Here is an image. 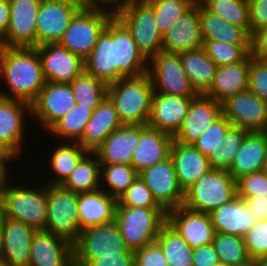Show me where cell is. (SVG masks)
Returning <instances> with one entry per match:
<instances>
[{"label": "cell", "instance_id": "30bf717a", "mask_svg": "<svg viewBox=\"0 0 267 266\" xmlns=\"http://www.w3.org/2000/svg\"><path fill=\"white\" fill-rule=\"evenodd\" d=\"M148 74L154 93L174 96H197L187 78L179 54L159 52L148 61Z\"/></svg>", "mask_w": 267, "mask_h": 266}, {"label": "cell", "instance_id": "52a82bcc", "mask_svg": "<svg viewBox=\"0 0 267 266\" xmlns=\"http://www.w3.org/2000/svg\"><path fill=\"white\" fill-rule=\"evenodd\" d=\"M78 193L61 185H47L45 231L75 243L81 235L78 216Z\"/></svg>", "mask_w": 267, "mask_h": 266}, {"label": "cell", "instance_id": "2a66077c", "mask_svg": "<svg viewBox=\"0 0 267 266\" xmlns=\"http://www.w3.org/2000/svg\"><path fill=\"white\" fill-rule=\"evenodd\" d=\"M6 0H0V8H1V4H3Z\"/></svg>", "mask_w": 267, "mask_h": 266}, {"label": "cell", "instance_id": "6125c7cd", "mask_svg": "<svg viewBox=\"0 0 267 266\" xmlns=\"http://www.w3.org/2000/svg\"><path fill=\"white\" fill-rule=\"evenodd\" d=\"M9 49H10V46L6 42L5 38L3 36H0V77L2 74L5 56Z\"/></svg>", "mask_w": 267, "mask_h": 266}, {"label": "cell", "instance_id": "4316f807", "mask_svg": "<svg viewBox=\"0 0 267 266\" xmlns=\"http://www.w3.org/2000/svg\"><path fill=\"white\" fill-rule=\"evenodd\" d=\"M170 158L183 192L212 169L208 157L201 154L192 144L173 140Z\"/></svg>", "mask_w": 267, "mask_h": 266}, {"label": "cell", "instance_id": "7c38bea8", "mask_svg": "<svg viewBox=\"0 0 267 266\" xmlns=\"http://www.w3.org/2000/svg\"><path fill=\"white\" fill-rule=\"evenodd\" d=\"M222 114L233 127L249 132L267 130V102L249 89L224 100Z\"/></svg>", "mask_w": 267, "mask_h": 266}, {"label": "cell", "instance_id": "c3c4849f", "mask_svg": "<svg viewBox=\"0 0 267 266\" xmlns=\"http://www.w3.org/2000/svg\"><path fill=\"white\" fill-rule=\"evenodd\" d=\"M117 201L116 206L162 208L156 203L151 191L139 176Z\"/></svg>", "mask_w": 267, "mask_h": 266}, {"label": "cell", "instance_id": "60d3db41", "mask_svg": "<svg viewBox=\"0 0 267 266\" xmlns=\"http://www.w3.org/2000/svg\"><path fill=\"white\" fill-rule=\"evenodd\" d=\"M76 103L95 109L107 97V84L83 70L70 83Z\"/></svg>", "mask_w": 267, "mask_h": 266}, {"label": "cell", "instance_id": "8992f818", "mask_svg": "<svg viewBox=\"0 0 267 266\" xmlns=\"http://www.w3.org/2000/svg\"><path fill=\"white\" fill-rule=\"evenodd\" d=\"M114 16L131 33L137 48L149 61L163 49V35L153 10L143 0H132Z\"/></svg>", "mask_w": 267, "mask_h": 266}, {"label": "cell", "instance_id": "e7e4bbea", "mask_svg": "<svg viewBox=\"0 0 267 266\" xmlns=\"http://www.w3.org/2000/svg\"><path fill=\"white\" fill-rule=\"evenodd\" d=\"M9 164L7 163H0V193L1 190L3 188V184L5 182V180L10 177L8 176L9 174V168H8Z\"/></svg>", "mask_w": 267, "mask_h": 266}, {"label": "cell", "instance_id": "603a6c76", "mask_svg": "<svg viewBox=\"0 0 267 266\" xmlns=\"http://www.w3.org/2000/svg\"><path fill=\"white\" fill-rule=\"evenodd\" d=\"M84 70L106 84L117 81L115 64V16L99 35L91 53L84 59Z\"/></svg>", "mask_w": 267, "mask_h": 266}, {"label": "cell", "instance_id": "11e5206c", "mask_svg": "<svg viewBox=\"0 0 267 266\" xmlns=\"http://www.w3.org/2000/svg\"><path fill=\"white\" fill-rule=\"evenodd\" d=\"M1 214H2V209H1V195H0V217H1Z\"/></svg>", "mask_w": 267, "mask_h": 266}, {"label": "cell", "instance_id": "94428289", "mask_svg": "<svg viewBox=\"0 0 267 266\" xmlns=\"http://www.w3.org/2000/svg\"><path fill=\"white\" fill-rule=\"evenodd\" d=\"M10 22V4L9 0H6L1 4L0 8V36H5L8 25Z\"/></svg>", "mask_w": 267, "mask_h": 266}, {"label": "cell", "instance_id": "74e56055", "mask_svg": "<svg viewBox=\"0 0 267 266\" xmlns=\"http://www.w3.org/2000/svg\"><path fill=\"white\" fill-rule=\"evenodd\" d=\"M155 242L160 246L169 266H193V249L167 222Z\"/></svg>", "mask_w": 267, "mask_h": 266}, {"label": "cell", "instance_id": "277c9868", "mask_svg": "<svg viewBox=\"0 0 267 266\" xmlns=\"http://www.w3.org/2000/svg\"><path fill=\"white\" fill-rule=\"evenodd\" d=\"M114 221L127 247L134 252L156 241L167 222V212L163 208L116 206Z\"/></svg>", "mask_w": 267, "mask_h": 266}, {"label": "cell", "instance_id": "f546056e", "mask_svg": "<svg viewBox=\"0 0 267 266\" xmlns=\"http://www.w3.org/2000/svg\"><path fill=\"white\" fill-rule=\"evenodd\" d=\"M250 63L251 53L238 63L218 66L214 81L205 95L222 103L228 97L248 90Z\"/></svg>", "mask_w": 267, "mask_h": 266}, {"label": "cell", "instance_id": "3957f363", "mask_svg": "<svg viewBox=\"0 0 267 266\" xmlns=\"http://www.w3.org/2000/svg\"><path fill=\"white\" fill-rule=\"evenodd\" d=\"M9 177L1 190L2 215L24 222L36 231L44 230L47 217V184L33 188L9 185Z\"/></svg>", "mask_w": 267, "mask_h": 266}, {"label": "cell", "instance_id": "ee69618b", "mask_svg": "<svg viewBox=\"0 0 267 266\" xmlns=\"http://www.w3.org/2000/svg\"><path fill=\"white\" fill-rule=\"evenodd\" d=\"M248 132L246 129L232 126L223 137L222 145L208 155L211 168L228 171Z\"/></svg>", "mask_w": 267, "mask_h": 266}, {"label": "cell", "instance_id": "91938a15", "mask_svg": "<svg viewBox=\"0 0 267 266\" xmlns=\"http://www.w3.org/2000/svg\"><path fill=\"white\" fill-rule=\"evenodd\" d=\"M81 1H82V8L109 10L111 13L115 14L120 8L124 7L132 0H81ZM108 7L112 8L109 9Z\"/></svg>", "mask_w": 267, "mask_h": 266}, {"label": "cell", "instance_id": "d4e9b609", "mask_svg": "<svg viewBox=\"0 0 267 266\" xmlns=\"http://www.w3.org/2000/svg\"><path fill=\"white\" fill-rule=\"evenodd\" d=\"M140 135L141 125H123L110 133L94 153L101 164L131 165L133 151Z\"/></svg>", "mask_w": 267, "mask_h": 266}, {"label": "cell", "instance_id": "d6986e66", "mask_svg": "<svg viewBox=\"0 0 267 266\" xmlns=\"http://www.w3.org/2000/svg\"><path fill=\"white\" fill-rule=\"evenodd\" d=\"M194 97L196 96L154 93L147 125L174 137L181 128Z\"/></svg>", "mask_w": 267, "mask_h": 266}, {"label": "cell", "instance_id": "44dd1931", "mask_svg": "<svg viewBox=\"0 0 267 266\" xmlns=\"http://www.w3.org/2000/svg\"><path fill=\"white\" fill-rule=\"evenodd\" d=\"M28 266H74V244L49 231L34 233Z\"/></svg>", "mask_w": 267, "mask_h": 266}, {"label": "cell", "instance_id": "ba28073f", "mask_svg": "<svg viewBox=\"0 0 267 266\" xmlns=\"http://www.w3.org/2000/svg\"><path fill=\"white\" fill-rule=\"evenodd\" d=\"M113 17L109 10L82 8L72 18L58 43L84 60Z\"/></svg>", "mask_w": 267, "mask_h": 266}, {"label": "cell", "instance_id": "9a60e30c", "mask_svg": "<svg viewBox=\"0 0 267 266\" xmlns=\"http://www.w3.org/2000/svg\"><path fill=\"white\" fill-rule=\"evenodd\" d=\"M29 114L31 104L0 96V142L16 160L23 153L25 117Z\"/></svg>", "mask_w": 267, "mask_h": 266}, {"label": "cell", "instance_id": "f6af8a7d", "mask_svg": "<svg viewBox=\"0 0 267 266\" xmlns=\"http://www.w3.org/2000/svg\"><path fill=\"white\" fill-rule=\"evenodd\" d=\"M154 12L156 24L163 35L197 0H143Z\"/></svg>", "mask_w": 267, "mask_h": 266}, {"label": "cell", "instance_id": "d6a6232c", "mask_svg": "<svg viewBox=\"0 0 267 266\" xmlns=\"http://www.w3.org/2000/svg\"><path fill=\"white\" fill-rule=\"evenodd\" d=\"M209 216L215 232L242 237L256 223L249 207L239 196L211 211Z\"/></svg>", "mask_w": 267, "mask_h": 266}, {"label": "cell", "instance_id": "6da1fadb", "mask_svg": "<svg viewBox=\"0 0 267 266\" xmlns=\"http://www.w3.org/2000/svg\"><path fill=\"white\" fill-rule=\"evenodd\" d=\"M0 78L9 89L0 96L31 104L46 84L36 47H10Z\"/></svg>", "mask_w": 267, "mask_h": 266}, {"label": "cell", "instance_id": "680465c9", "mask_svg": "<svg viewBox=\"0 0 267 266\" xmlns=\"http://www.w3.org/2000/svg\"><path fill=\"white\" fill-rule=\"evenodd\" d=\"M240 198L245 201L253 216L255 217L256 222L267 220V195Z\"/></svg>", "mask_w": 267, "mask_h": 266}, {"label": "cell", "instance_id": "89a4df30", "mask_svg": "<svg viewBox=\"0 0 267 266\" xmlns=\"http://www.w3.org/2000/svg\"><path fill=\"white\" fill-rule=\"evenodd\" d=\"M259 266H267V259H259Z\"/></svg>", "mask_w": 267, "mask_h": 266}, {"label": "cell", "instance_id": "a7ac6f4b", "mask_svg": "<svg viewBox=\"0 0 267 266\" xmlns=\"http://www.w3.org/2000/svg\"><path fill=\"white\" fill-rule=\"evenodd\" d=\"M240 266H259V260L251 259V260L248 261L247 263L242 264V265H240Z\"/></svg>", "mask_w": 267, "mask_h": 266}, {"label": "cell", "instance_id": "be15d7a7", "mask_svg": "<svg viewBox=\"0 0 267 266\" xmlns=\"http://www.w3.org/2000/svg\"><path fill=\"white\" fill-rule=\"evenodd\" d=\"M13 159H16L0 142V163H9Z\"/></svg>", "mask_w": 267, "mask_h": 266}, {"label": "cell", "instance_id": "7a4b0ae2", "mask_svg": "<svg viewBox=\"0 0 267 266\" xmlns=\"http://www.w3.org/2000/svg\"><path fill=\"white\" fill-rule=\"evenodd\" d=\"M154 89L148 73L107 84V97L114 104L123 125H147Z\"/></svg>", "mask_w": 267, "mask_h": 266}, {"label": "cell", "instance_id": "e0dca14e", "mask_svg": "<svg viewBox=\"0 0 267 266\" xmlns=\"http://www.w3.org/2000/svg\"><path fill=\"white\" fill-rule=\"evenodd\" d=\"M167 223L192 249L213 242L215 230L208 213L195 212L182 205L167 211Z\"/></svg>", "mask_w": 267, "mask_h": 266}, {"label": "cell", "instance_id": "2644e50d", "mask_svg": "<svg viewBox=\"0 0 267 266\" xmlns=\"http://www.w3.org/2000/svg\"><path fill=\"white\" fill-rule=\"evenodd\" d=\"M262 172L267 176V159L264 162L263 168H262Z\"/></svg>", "mask_w": 267, "mask_h": 266}, {"label": "cell", "instance_id": "f35d334b", "mask_svg": "<svg viewBox=\"0 0 267 266\" xmlns=\"http://www.w3.org/2000/svg\"><path fill=\"white\" fill-rule=\"evenodd\" d=\"M95 109H89L82 105L76 104L72 109L58 121H56L47 131L59 137L62 141L77 142Z\"/></svg>", "mask_w": 267, "mask_h": 266}, {"label": "cell", "instance_id": "5b68a950", "mask_svg": "<svg viewBox=\"0 0 267 266\" xmlns=\"http://www.w3.org/2000/svg\"><path fill=\"white\" fill-rule=\"evenodd\" d=\"M237 196L236 180L227 170L212 168L184 192L189 210L210 213Z\"/></svg>", "mask_w": 267, "mask_h": 266}, {"label": "cell", "instance_id": "11a10c76", "mask_svg": "<svg viewBox=\"0 0 267 266\" xmlns=\"http://www.w3.org/2000/svg\"><path fill=\"white\" fill-rule=\"evenodd\" d=\"M193 266H214L219 262L213 244L193 249Z\"/></svg>", "mask_w": 267, "mask_h": 266}, {"label": "cell", "instance_id": "003e7915", "mask_svg": "<svg viewBox=\"0 0 267 266\" xmlns=\"http://www.w3.org/2000/svg\"><path fill=\"white\" fill-rule=\"evenodd\" d=\"M52 1H63L67 3H72L78 5L82 9V1L81 0H52Z\"/></svg>", "mask_w": 267, "mask_h": 266}, {"label": "cell", "instance_id": "681fc988", "mask_svg": "<svg viewBox=\"0 0 267 266\" xmlns=\"http://www.w3.org/2000/svg\"><path fill=\"white\" fill-rule=\"evenodd\" d=\"M243 238L251 259H267V220L256 222Z\"/></svg>", "mask_w": 267, "mask_h": 266}, {"label": "cell", "instance_id": "9f6ffc18", "mask_svg": "<svg viewBox=\"0 0 267 266\" xmlns=\"http://www.w3.org/2000/svg\"><path fill=\"white\" fill-rule=\"evenodd\" d=\"M87 266H135L134 253L103 256L92 260Z\"/></svg>", "mask_w": 267, "mask_h": 266}, {"label": "cell", "instance_id": "7bdbcfd3", "mask_svg": "<svg viewBox=\"0 0 267 266\" xmlns=\"http://www.w3.org/2000/svg\"><path fill=\"white\" fill-rule=\"evenodd\" d=\"M212 244L219 262L240 266L251 260L242 236L215 232Z\"/></svg>", "mask_w": 267, "mask_h": 266}, {"label": "cell", "instance_id": "bcb514c9", "mask_svg": "<svg viewBox=\"0 0 267 266\" xmlns=\"http://www.w3.org/2000/svg\"><path fill=\"white\" fill-rule=\"evenodd\" d=\"M201 47L217 66L238 63L251 53V45H232L216 40H203Z\"/></svg>", "mask_w": 267, "mask_h": 266}, {"label": "cell", "instance_id": "ab89813d", "mask_svg": "<svg viewBox=\"0 0 267 266\" xmlns=\"http://www.w3.org/2000/svg\"><path fill=\"white\" fill-rule=\"evenodd\" d=\"M207 11L243 28L251 36L248 0H197Z\"/></svg>", "mask_w": 267, "mask_h": 266}, {"label": "cell", "instance_id": "03108f58", "mask_svg": "<svg viewBox=\"0 0 267 266\" xmlns=\"http://www.w3.org/2000/svg\"><path fill=\"white\" fill-rule=\"evenodd\" d=\"M4 238H3V227H2V220L0 218V262H3V248Z\"/></svg>", "mask_w": 267, "mask_h": 266}, {"label": "cell", "instance_id": "4fadbf2b", "mask_svg": "<svg viewBox=\"0 0 267 266\" xmlns=\"http://www.w3.org/2000/svg\"><path fill=\"white\" fill-rule=\"evenodd\" d=\"M69 83L46 82L31 103V117L48 130L76 105Z\"/></svg>", "mask_w": 267, "mask_h": 266}, {"label": "cell", "instance_id": "d590c367", "mask_svg": "<svg viewBox=\"0 0 267 266\" xmlns=\"http://www.w3.org/2000/svg\"><path fill=\"white\" fill-rule=\"evenodd\" d=\"M61 144V145H60ZM57 144V148L53 152H49V167L53 176L46 182L47 185H61L70 173L77 166L79 161L88 153L77 142L62 141Z\"/></svg>", "mask_w": 267, "mask_h": 266}, {"label": "cell", "instance_id": "4dcf8cb0", "mask_svg": "<svg viewBox=\"0 0 267 266\" xmlns=\"http://www.w3.org/2000/svg\"><path fill=\"white\" fill-rule=\"evenodd\" d=\"M267 159V132H248L237 151L228 172L237 180L238 178L262 171Z\"/></svg>", "mask_w": 267, "mask_h": 266}, {"label": "cell", "instance_id": "7402d4cb", "mask_svg": "<svg viewBox=\"0 0 267 266\" xmlns=\"http://www.w3.org/2000/svg\"><path fill=\"white\" fill-rule=\"evenodd\" d=\"M199 2L196 1L175 24L163 34V52L179 54L202 46Z\"/></svg>", "mask_w": 267, "mask_h": 266}, {"label": "cell", "instance_id": "ac0fdd59", "mask_svg": "<svg viewBox=\"0 0 267 266\" xmlns=\"http://www.w3.org/2000/svg\"><path fill=\"white\" fill-rule=\"evenodd\" d=\"M41 0H9L10 22L4 36L10 47H36V20Z\"/></svg>", "mask_w": 267, "mask_h": 266}, {"label": "cell", "instance_id": "f907efd6", "mask_svg": "<svg viewBox=\"0 0 267 266\" xmlns=\"http://www.w3.org/2000/svg\"><path fill=\"white\" fill-rule=\"evenodd\" d=\"M236 190L239 197L267 195V176L262 171L242 176L236 180Z\"/></svg>", "mask_w": 267, "mask_h": 266}, {"label": "cell", "instance_id": "484cf974", "mask_svg": "<svg viewBox=\"0 0 267 266\" xmlns=\"http://www.w3.org/2000/svg\"><path fill=\"white\" fill-rule=\"evenodd\" d=\"M173 136L141 125V135L133 151L131 166L140 173L144 169L170 157Z\"/></svg>", "mask_w": 267, "mask_h": 266}, {"label": "cell", "instance_id": "1f68e13d", "mask_svg": "<svg viewBox=\"0 0 267 266\" xmlns=\"http://www.w3.org/2000/svg\"><path fill=\"white\" fill-rule=\"evenodd\" d=\"M117 199L102 189L78 193V216L81 230L110 223L115 219Z\"/></svg>", "mask_w": 267, "mask_h": 266}, {"label": "cell", "instance_id": "f1b7e54d", "mask_svg": "<svg viewBox=\"0 0 267 266\" xmlns=\"http://www.w3.org/2000/svg\"><path fill=\"white\" fill-rule=\"evenodd\" d=\"M123 126L114 104L106 97L93 111L81 138L77 141L88 152H94L107 136Z\"/></svg>", "mask_w": 267, "mask_h": 266}, {"label": "cell", "instance_id": "836d02e7", "mask_svg": "<svg viewBox=\"0 0 267 266\" xmlns=\"http://www.w3.org/2000/svg\"><path fill=\"white\" fill-rule=\"evenodd\" d=\"M182 68L198 94H205L214 81L217 71L215 62L202 47L179 53Z\"/></svg>", "mask_w": 267, "mask_h": 266}, {"label": "cell", "instance_id": "cb8c5ba5", "mask_svg": "<svg viewBox=\"0 0 267 266\" xmlns=\"http://www.w3.org/2000/svg\"><path fill=\"white\" fill-rule=\"evenodd\" d=\"M115 64H117V81L148 73V60L137 48L131 33L116 17Z\"/></svg>", "mask_w": 267, "mask_h": 266}, {"label": "cell", "instance_id": "6f0895ef", "mask_svg": "<svg viewBox=\"0 0 267 266\" xmlns=\"http://www.w3.org/2000/svg\"><path fill=\"white\" fill-rule=\"evenodd\" d=\"M267 55V26L256 30L251 36V56L261 60Z\"/></svg>", "mask_w": 267, "mask_h": 266}, {"label": "cell", "instance_id": "e575fe53", "mask_svg": "<svg viewBox=\"0 0 267 266\" xmlns=\"http://www.w3.org/2000/svg\"><path fill=\"white\" fill-rule=\"evenodd\" d=\"M199 20L203 40H216L232 45H251V36L243 28L210 13L200 3Z\"/></svg>", "mask_w": 267, "mask_h": 266}, {"label": "cell", "instance_id": "816d5d0a", "mask_svg": "<svg viewBox=\"0 0 267 266\" xmlns=\"http://www.w3.org/2000/svg\"><path fill=\"white\" fill-rule=\"evenodd\" d=\"M248 89L267 102V66L251 56Z\"/></svg>", "mask_w": 267, "mask_h": 266}, {"label": "cell", "instance_id": "db71d44e", "mask_svg": "<svg viewBox=\"0 0 267 266\" xmlns=\"http://www.w3.org/2000/svg\"><path fill=\"white\" fill-rule=\"evenodd\" d=\"M251 36L252 34L267 26V0H248Z\"/></svg>", "mask_w": 267, "mask_h": 266}, {"label": "cell", "instance_id": "8c879c8a", "mask_svg": "<svg viewBox=\"0 0 267 266\" xmlns=\"http://www.w3.org/2000/svg\"><path fill=\"white\" fill-rule=\"evenodd\" d=\"M260 61L267 66V55L264 56Z\"/></svg>", "mask_w": 267, "mask_h": 266}, {"label": "cell", "instance_id": "9c48e42d", "mask_svg": "<svg viewBox=\"0 0 267 266\" xmlns=\"http://www.w3.org/2000/svg\"><path fill=\"white\" fill-rule=\"evenodd\" d=\"M131 251L120 234L115 221L84 229L74 243V266H87L92 260L103 256Z\"/></svg>", "mask_w": 267, "mask_h": 266}, {"label": "cell", "instance_id": "f5cc1de1", "mask_svg": "<svg viewBox=\"0 0 267 266\" xmlns=\"http://www.w3.org/2000/svg\"><path fill=\"white\" fill-rule=\"evenodd\" d=\"M134 257L135 266H169L160 246L156 242L134 251Z\"/></svg>", "mask_w": 267, "mask_h": 266}, {"label": "cell", "instance_id": "5bb4252c", "mask_svg": "<svg viewBox=\"0 0 267 266\" xmlns=\"http://www.w3.org/2000/svg\"><path fill=\"white\" fill-rule=\"evenodd\" d=\"M80 9L72 3L41 0L36 20V47L58 43Z\"/></svg>", "mask_w": 267, "mask_h": 266}, {"label": "cell", "instance_id": "8d00e7d4", "mask_svg": "<svg viewBox=\"0 0 267 266\" xmlns=\"http://www.w3.org/2000/svg\"><path fill=\"white\" fill-rule=\"evenodd\" d=\"M101 163L94 152H88L77 164L61 186L75 193L100 189Z\"/></svg>", "mask_w": 267, "mask_h": 266}, {"label": "cell", "instance_id": "ffe728a7", "mask_svg": "<svg viewBox=\"0 0 267 266\" xmlns=\"http://www.w3.org/2000/svg\"><path fill=\"white\" fill-rule=\"evenodd\" d=\"M222 115V103L198 94L192 99L183 124L173 138L179 143L193 144Z\"/></svg>", "mask_w": 267, "mask_h": 266}, {"label": "cell", "instance_id": "34e18365", "mask_svg": "<svg viewBox=\"0 0 267 266\" xmlns=\"http://www.w3.org/2000/svg\"><path fill=\"white\" fill-rule=\"evenodd\" d=\"M0 266H11V265L3 261V262H0Z\"/></svg>", "mask_w": 267, "mask_h": 266}, {"label": "cell", "instance_id": "2e32d148", "mask_svg": "<svg viewBox=\"0 0 267 266\" xmlns=\"http://www.w3.org/2000/svg\"><path fill=\"white\" fill-rule=\"evenodd\" d=\"M46 82L70 83L84 70V60L59 43L36 47Z\"/></svg>", "mask_w": 267, "mask_h": 266}, {"label": "cell", "instance_id": "8fae6325", "mask_svg": "<svg viewBox=\"0 0 267 266\" xmlns=\"http://www.w3.org/2000/svg\"><path fill=\"white\" fill-rule=\"evenodd\" d=\"M156 203L166 212L183 205L184 192L179 186L172 159L156 163L139 173Z\"/></svg>", "mask_w": 267, "mask_h": 266}, {"label": "cell", "instance_id": "7dc6e473", "mask_svg": "<svg viewBox=\"0 0 267 266\" xmlns=\"http://www.w3.org/2000/svg\"><path fill=\"white\" fill-rule=\"evenodd\" d=\"M231 127L229 120L222 115L192 145L208 157L213 149L222 145L223 137Z\"/></svg>", "mask_w": 267, "mask_h": 266}, {"label": "cell", "instance_id": "83f0119b", "mask_svg": "<svg viewBox=\"0 0 267 266\" xmlns=\"http://www.w3.org/2000/svg\"><path fill=\"white\" fill-rule=\"evenodd\" d=\"M3 227V261L11 266H28L30 248L35 229L24 222L4 217L1 214Z\"/></svg>", "mask_w": 267, "mask_h": 266}, {"label": "cell", "instance_id": "753ad0ef", "mask_svg": "<svg viewBox=\"0 0 267 266\" xmlns=\"http://www.w3.org/2000/svg\"><path fill=\"white\" fill-rule=\"evenodd\" d=\"M214 266H231V265H228V264H225V263H222V262H218L216 265Z\"/></svg>", "mask_w": 267, "mask_h": 266}, {"label": "cell", "instance_id": "b9f144b4", "mask_svg": "<svg viewBox=\"0 0 267 266\" xmlns=\"http://www.w3.org/2000/svg\"><path fill=\"white\" fill-rule=\"evenodd\" d=\"M138 176L131 165L101 164L100 189L118 200Z\"/></svg>", "mask_w": 267, "mask_h": 266}]
</instances>
